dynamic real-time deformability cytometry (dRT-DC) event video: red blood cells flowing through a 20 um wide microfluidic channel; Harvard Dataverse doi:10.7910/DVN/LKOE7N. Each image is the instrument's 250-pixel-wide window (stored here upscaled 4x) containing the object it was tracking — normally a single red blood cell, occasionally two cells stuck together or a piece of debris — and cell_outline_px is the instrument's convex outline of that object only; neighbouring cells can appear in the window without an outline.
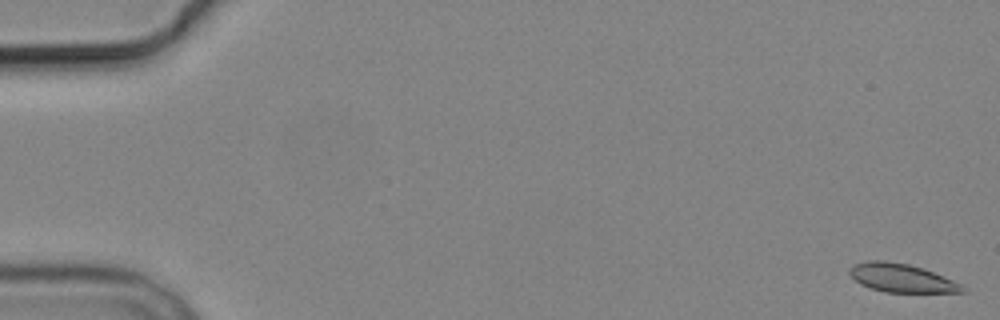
{"species": "common noctule bat (a hibernating species)", "species_latin": "Nyctalus noctula", "temperature_condition": "cold", "stored_images_in_passage": 4, "camera_frame_rate_fps": 3000, "um_per_image_px": 0.085, "animal": {"sex": "male", "body_mass_g": 19.2, "forearm_length_mm": 51.8}, "frame": {"image": 1, "passage_image": 1, "time_ms": 0.0, "image_size_px": [1000, 320], "cell_outline_px": [[964, 292], [884, 292], [860, 284], [848, 272], [852, 264], [868, 260], [884, 260], [908, 264], [924, 268], [964, 284]], "centroid_in_image_um": [76.64, 23.62], "position_along_channel_um": 8.4, "area_um2": 18.79}}
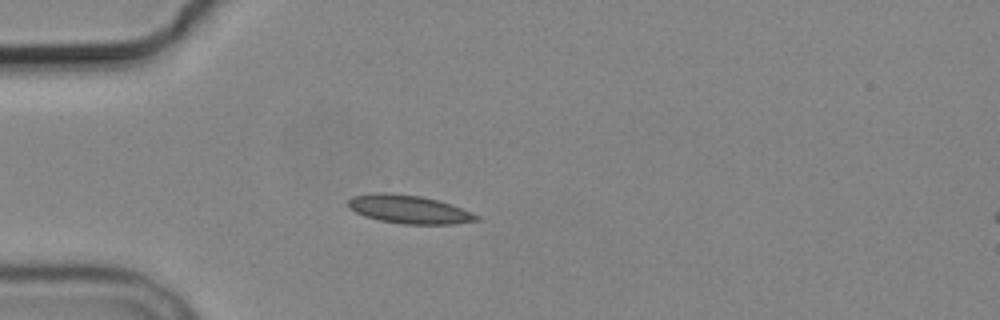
{"frame": {"image": 2, "passage_image": 4, "time_ms": 5.0, "image_size_px": [1000, 320], "cell_outline_px": [[480, 220], [452, 224], [404, 224], [380, 220], [364, 216], [348, 208], [348, 200], [352, 196], [376, 192], [388, 192], [420, 196], [436, 200], [472, 212], [480, 216]], "centroid_in_image_um": [34.73, 17.79], "position_along_channel_um": 50.3, "area_um2": 21.1}}